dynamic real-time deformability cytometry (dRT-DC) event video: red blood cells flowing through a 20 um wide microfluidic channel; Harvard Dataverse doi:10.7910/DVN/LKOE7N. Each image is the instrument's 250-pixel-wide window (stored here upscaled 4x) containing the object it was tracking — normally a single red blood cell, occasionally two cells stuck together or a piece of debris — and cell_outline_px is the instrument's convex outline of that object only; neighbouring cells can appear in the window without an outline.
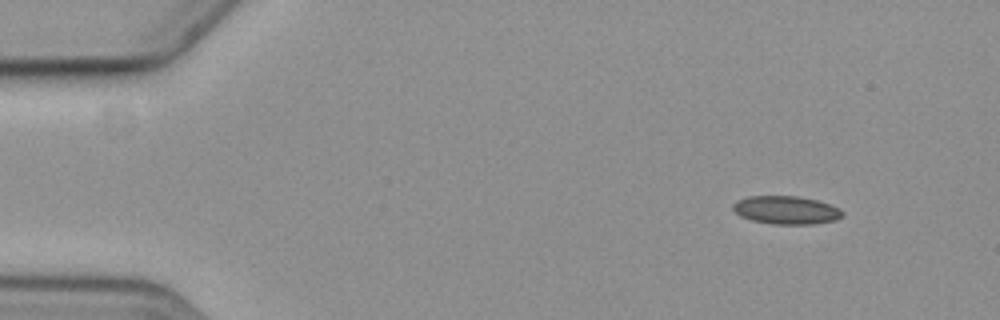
{"species": "common noctule bat (a hibernating species)", "species_latin": "Nyctalus noctula", "temperature_condition": "cold", "stored_images_in_passage": 5, "segment_of_instrument_passage": [1, 2], "camera_frame_rate_fps": 3000, "um_per_image_px": 0.085, "animal": {"sex": "female", "body_mass_g": 19.3, "forearm_length_mm": 54.1}, "frame": {"image": 1, "passage_image": 1, "time_ms": 0.0, "image_size_px": [1000, 320], "cell_outline_px": [[844, 216], [836, 220], [816, 224], [772, 224], [752, 220], [740, 216], [732, 208], [732, 204], [748, 196], [796, 196], [816, 200], [828, 204], [844, 212]], "centroid_in_image_um": [66.83, 17.87], "position_along_channel_um": 18.2, "area_um2": 17.86}}